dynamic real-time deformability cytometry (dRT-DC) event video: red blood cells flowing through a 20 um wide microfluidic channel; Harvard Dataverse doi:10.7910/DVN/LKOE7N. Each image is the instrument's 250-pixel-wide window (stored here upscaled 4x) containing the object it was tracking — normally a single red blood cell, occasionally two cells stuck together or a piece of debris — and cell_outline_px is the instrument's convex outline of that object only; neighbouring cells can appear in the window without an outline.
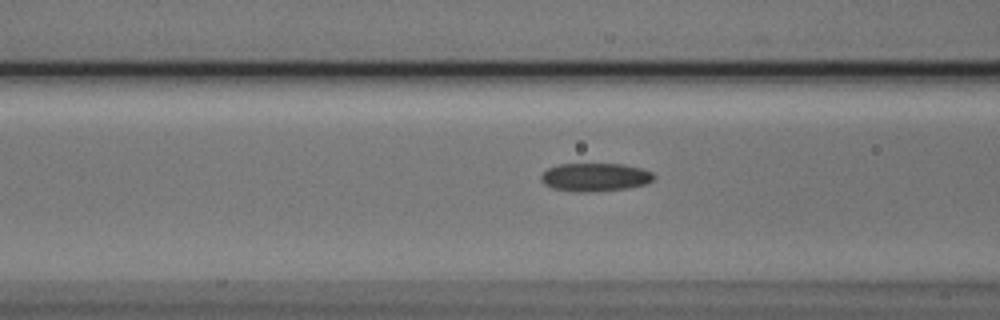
{"species": "Egyptian fruit bat (a non-hibernating species)", "species_latin": "Rousettus aegyptiacus", "temperature_condition": "cold", "stored_images_in_passage": 33, "camera_frame_rate_fps": 3000, "um_per_image_px": 0.085, "animal": {"sex": "male"}, "frame": {"image": 1, "passage_image": 10, "time_ms": 3.0, "image_size_px": [1000, 320], "cell_outline_px": [[656, 176], [648, 184], [628, 188], [584, 192], [580, 192], [552, 188], [544, 184], [540, 180], [540, 176], [548, 168], [560, 164], [624, 164], [640, 168], [652, 172]], "centroid_in_image_um": [50.59, 15.05], "position_along_channel_um": 116.0, "area_um2": 18.55}}
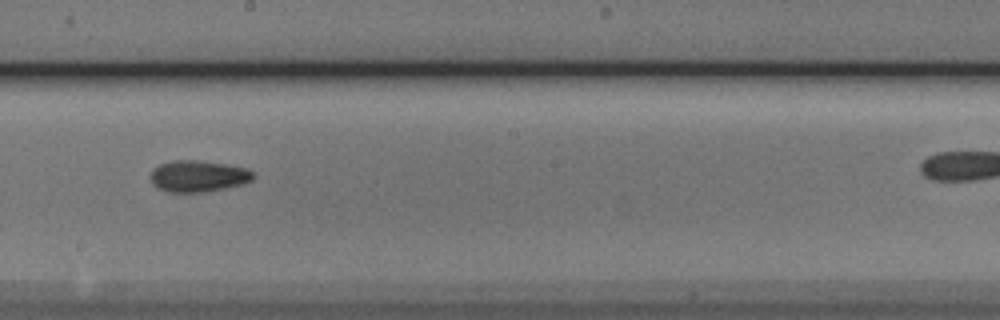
{"frame": {"image": 2, "passage_image": 19, "time_ms": 6.0, "image_size_px": [1000, 320], "cell_outline_px": [[256, 176], [252, 180], [244, 184], [204, 192], [168, 192], [156, 188], [152, 184], [152, 168], [160, 164], [172, 160], [196, 160], [224, 164], [248, 168], [256, 172]], "centroid_in_image_um": [16.88, 14.97], "position_along_channel_um": 231.3, "area_um2": 19.02}}
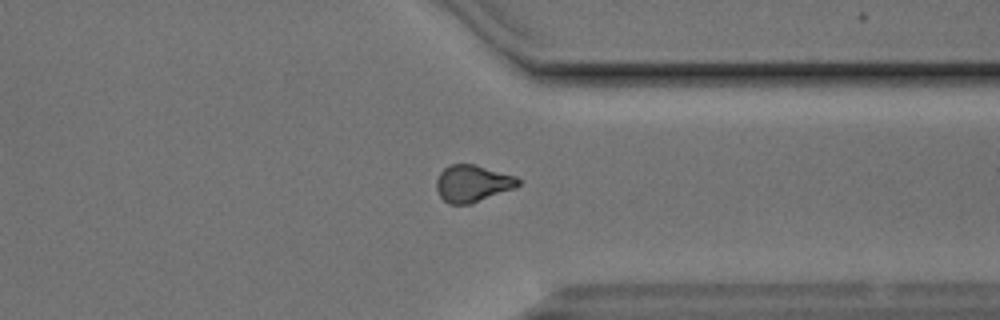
{"frame": {"image": 3, "passage_image": 30, "time_ms": 9.667, "image_size_px": [1000, 320], "cell_outline_px": [[520, 184], [516, 188], [472, 204], [448, 204], [440, 196], [436, 188], [436, 180], [440, 172], [448, 164], [476, 164], [516, 176], [520, 180]], "centroid_in_image_um": [40.18, 15.59], "position_along_channel_um": 371.2, "area_um2": 17.92}}